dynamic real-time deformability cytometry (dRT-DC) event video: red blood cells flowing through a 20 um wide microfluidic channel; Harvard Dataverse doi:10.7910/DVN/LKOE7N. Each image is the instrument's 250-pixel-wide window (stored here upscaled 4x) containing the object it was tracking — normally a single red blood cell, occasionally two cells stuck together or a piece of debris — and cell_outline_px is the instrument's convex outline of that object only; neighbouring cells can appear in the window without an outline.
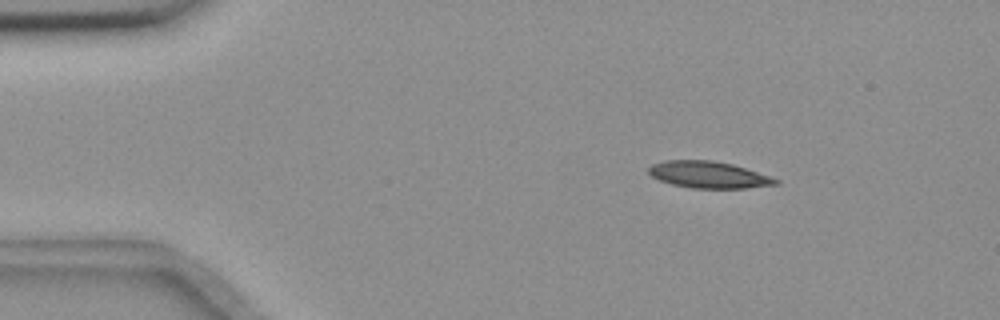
{"species": "common noctule bat (a hibernating species)", "species_latin": "Nyctalus noctula", "temperature_condition": "room temperature", "stored_images_in_passage": 14, "camera_frame_rate_fps": 3000, "um_per_image_px": 0.085, "animal": {"sex": "female", "body_mass_g": 18.4}, "frame": {"image": 1, "passage_image": 7, "time_ms": 2.0, "image_size_px": [1000, 320], "cell_outline_px": [[780, 184], [744, 188], [692, 188], [672, 184], [660, 180], [652, 176], [648, 172], [648, 168], [652, 164], [664, 160], [712, 160], [732, 164], [780, 180]], "centroid_in_image_um": [60.2, 14.85], "position_along_channel_um": 24.8, "area_um2": 19.59}}